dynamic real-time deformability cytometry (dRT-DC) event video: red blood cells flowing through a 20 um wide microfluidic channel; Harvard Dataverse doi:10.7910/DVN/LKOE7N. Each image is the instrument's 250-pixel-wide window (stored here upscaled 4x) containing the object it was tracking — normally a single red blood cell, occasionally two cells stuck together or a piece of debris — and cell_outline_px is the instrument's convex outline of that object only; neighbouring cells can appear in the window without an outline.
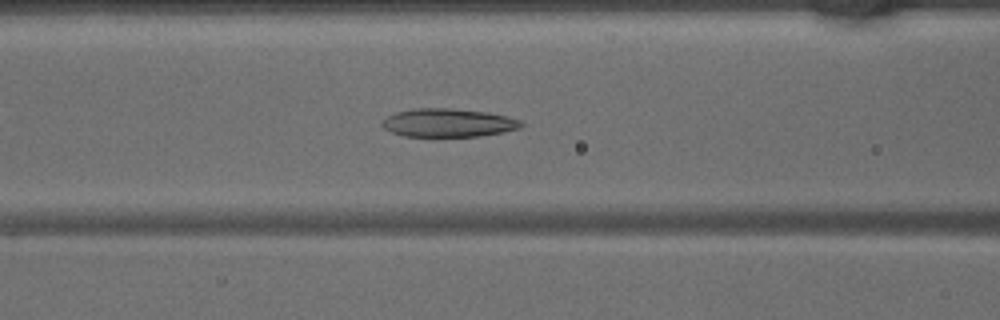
{"species": "common noctule bat (a hibernating species)", "species_latin": "Nyctalus noctula", "temperature_condition": "warm", "stored_images_in_passage": 32, "camera_frame_rate_fps": 3000, "um_per_image_px": 0.085, "animal": {"sex": "male", "body_mass_g": 15.6}, "frame": {"image": 1, "passage_image": 9, "time_ms": 2.667, "image_size_px": [1000, 320], "cell_outline_px": [[524, 124], [520, 128], [504, 132], [480, 136], [404, 136], [392, 132], [384, 128], [380, 124], [388, 116], [396, 112], [416, 108], [448, 108], [488, 112], [508, 116], [520, 120]], "centroid_in_image_um": [38.13, 10.43], "position_along_channel_um": 128.5, "area_um2": 22.95}}
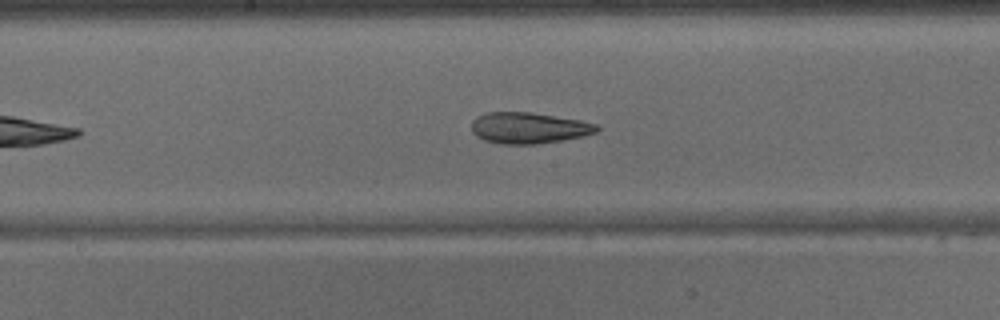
{"frame": {"image": 2, "passage_image": 14, "time_ms": 4.333, "image_size_px": [1000, 320], "cell_outline_px": [[600, 128], [596, 132], [584, 136], [564, 140], [536, 144], [500, 144], [484, 140], [476, 136], [472, 132], [472, 120], [476, 116], [488, 112], [528, 112], [580, 120], [600, 124]], "centroid_in_image_um": [44.95, 10.88], "position_along_channel_um": 203.2, "area_um2": 22.89}}
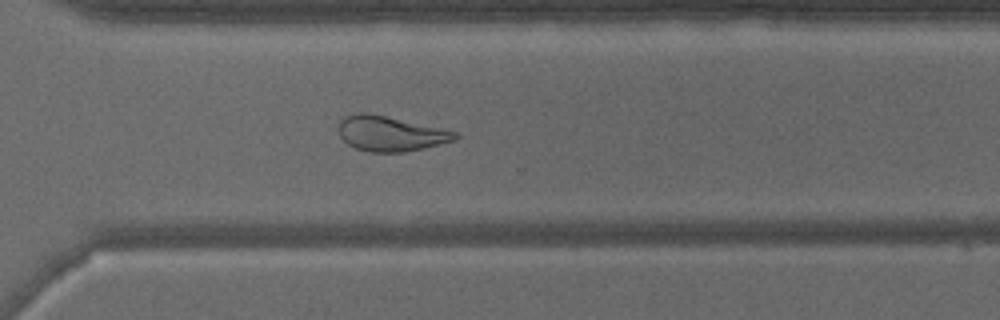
{"frame": {"image": 3, "passage_image": 23, "time_ms": 7.333, "image_size_px": [1000, 320], "cell_outline_px": [[460, 136], [456, 140], [440, 144], [404, 152], [372, 152], [356, 148], [348, 144], [340, 136], [336, 128], [340, 120], [344, 116], [352, 112], [368, 112], [456, 132]], "centroid_in_image_um": [33.11, 11.34], "position_along_channel_um": 337.5, "area_um2": 23.76}}